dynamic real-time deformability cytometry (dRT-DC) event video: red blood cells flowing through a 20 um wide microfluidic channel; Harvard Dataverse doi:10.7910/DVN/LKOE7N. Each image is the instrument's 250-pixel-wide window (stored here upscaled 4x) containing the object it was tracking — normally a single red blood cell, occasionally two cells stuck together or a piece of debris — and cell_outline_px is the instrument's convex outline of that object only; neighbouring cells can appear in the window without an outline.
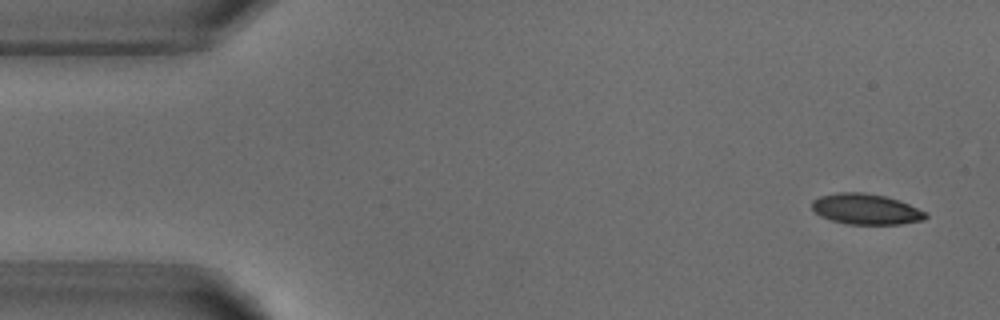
{"species": "common noctule bat (a hibernating species)", "species_latin": "Nyctalus noctula", "temperature_condition": "warm", "stored_images_in_passage": 3, "camera_frame_rate_fps": 3000, "um_per_image_px": 0.085, "animal": {"sex": "male", "body_mass_g": 18.8}, "frame": {"image": 1, "passage_image": 1, "time_ms": 0.0, "image_size_px": [1000, 320], "cell_outline_px": [[928, 216], [924, 220], [900, 224], [844, 224], [820, 216], [812, 208], [812, 200], [820, 196], [836, 192], [864, 192], [884, 196], [908, 204], [928, 212]], "centroid_in_image_um": [73.6, 17.78], "position_along_channel_um": 11.4, "area_um2": 20.35}}